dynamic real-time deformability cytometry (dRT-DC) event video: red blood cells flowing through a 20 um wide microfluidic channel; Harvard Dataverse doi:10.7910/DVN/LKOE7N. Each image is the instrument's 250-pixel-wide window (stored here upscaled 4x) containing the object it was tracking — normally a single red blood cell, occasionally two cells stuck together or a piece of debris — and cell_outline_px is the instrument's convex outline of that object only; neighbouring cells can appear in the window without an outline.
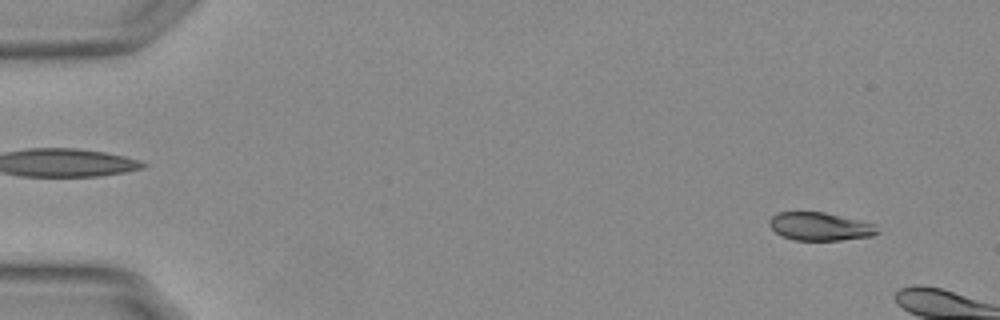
{"species": "Egyptian fruit bat (a non-hibernating species)", "species_latin": "Rousettus aegyptiacus", "temperature_condition": "warm", "stored_images_in_passage": 8, "camera_frame_rate_fps": 3000, "um_per_image_px": 0.085, "animal": {"sex": "female"}, "frame": {"image": 1, "passage_image": 4, "time_ms": 1.0, "image_size_px": [1000, 320], "cell_outline_px": [[880, 232], [872, 236], [840, 240], [796, 240], [784, 236], [776, 232], [768, 224], [768, 220], [776, 212], [824, 212], [876, 224]], "centroid_in_image_um": [69.71, 19.24], "position_along_channel_um": 15.3, "area_um2": 17.69}}